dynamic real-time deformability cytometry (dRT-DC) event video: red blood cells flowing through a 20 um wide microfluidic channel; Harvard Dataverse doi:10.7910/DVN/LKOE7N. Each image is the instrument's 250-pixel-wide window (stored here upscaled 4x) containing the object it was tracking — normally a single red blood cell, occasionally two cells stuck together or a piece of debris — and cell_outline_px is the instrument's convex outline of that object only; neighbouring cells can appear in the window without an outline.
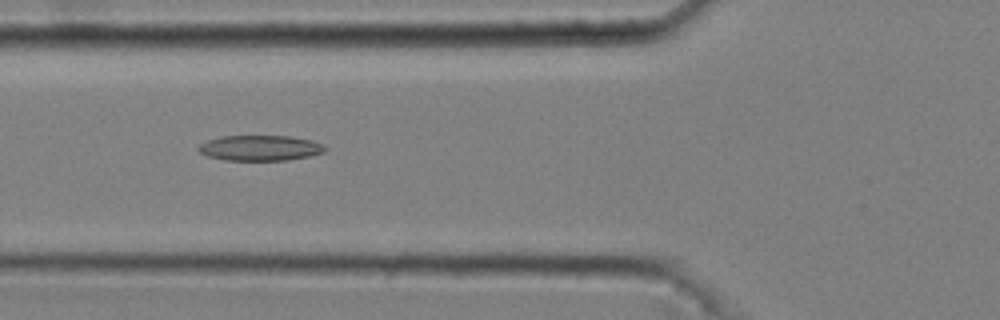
{"species": "common noctule bat (a hibernating species)", "species_latin": "Nyctalus noctula", "temperature_condition": "cold", "stored_images_in_passage": 50, "camera_frame_rate_fps": 3000, "um_per_image_px": 0.085, "animal": {"sex": "male", "body_mass_g": 20.4}, "frame": {"image": 1, "passage_image": 20, "time_ms": 6.333, "image_size_px": [1000, 320], "cell_outline_px": [[328, 148], [324, 152], [308, 156], [288, 160], [224, 160], [208, 156], [200, 152], [196, 148], [200, 144], [208, 140], [220, 136], [288, 136], [312, 140], [324, 144]], "centroid_in_image_um": [22.12, 12.57], "position_along_channel_um": 103.7, "area_um2": 18.79}}
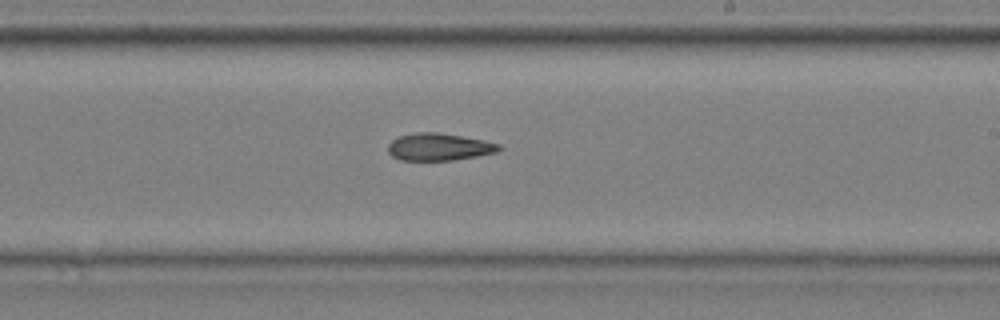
{"frame": {"image": 2, "passage_image": 32, "time_ms": 10.333, "image_size_px": [1000, 320], "cell_outline_px": [[500, 148], [496, 152], [476, 156], [452, 160], [400, 160], [392, 156], [388, 152], [388, 144], [392, 140], [400, 136], [416, 132], [440, 132], [484, 140], [500, 144]], "centroid_in_image_um": [37.29, 12.48], "position_along_channel_um": 251.7, "area_um2": 17.57}}
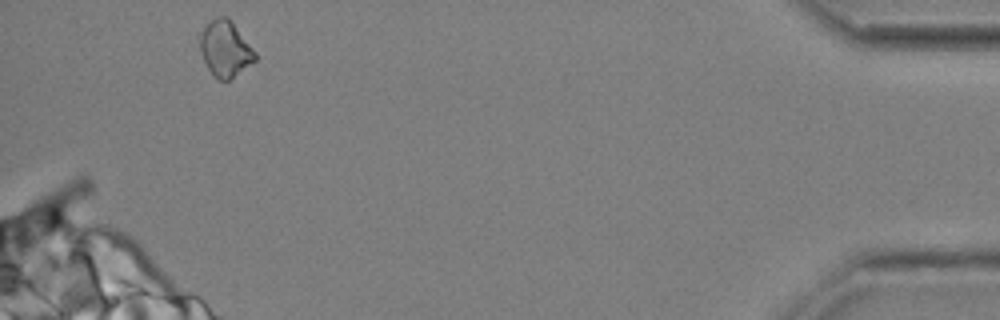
{"frame": {"image": 3, "passage_image": 50, "time_ms": 16.333, "image_size_px": [1000, 320], "cell_outline_px": [[256, 60], [228, 80], [220, 80], [208, 68], [200, 52], [200, 36], [204, 28], [216, 16], [228, 16], [256, 52]], "centroid_in_image_um": [19.15, 4.12], "position_along_channel_um": 416.0, "area_um2": 17.57}, "authors_computed_cell_mechanics": {"area_um2": 18.0914, "velocity_mm_per_s": 3.6948, "shape_relaxation_time_tau1_ms": null, "shape_relaxation_time_tau2_ms": 6.9639, "deformation_change_tau1": null, "deformation_change_tau2": 0.175}}